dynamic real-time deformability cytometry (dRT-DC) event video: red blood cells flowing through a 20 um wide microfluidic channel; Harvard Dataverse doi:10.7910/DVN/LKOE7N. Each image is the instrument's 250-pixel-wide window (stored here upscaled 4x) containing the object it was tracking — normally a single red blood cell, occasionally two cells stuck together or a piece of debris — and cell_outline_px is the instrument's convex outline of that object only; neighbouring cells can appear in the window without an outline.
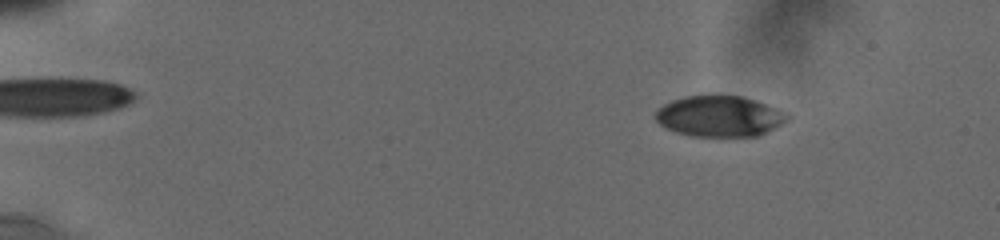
{"species": "human", "species_latin": "Homo sapiens", "temperature_condition": "cold", "stored_images_in_passage": 26, "camera_frame_rate_fps": 3000, "um_per_image_px": 0.085, "donor": {"sex": "male"}, "frame": {"image": 1, "passage_image": 8, "time_ms": 2.667, "image_size_px": [1000, 240], "cell_outline_px": [[792, 116], [788, 120], [756, 136], [692, 136], [676, 132], [664, 128], [656, 120], [656, 108], [672, 100], [684, 96], [712, 92], [716, 92], [740, 96], [756, 100], [776, 108]], "centroid_in_image_um": [61.11, 9.83], "position_along_channel_um": 23.9, "area_um2": 32.02}}
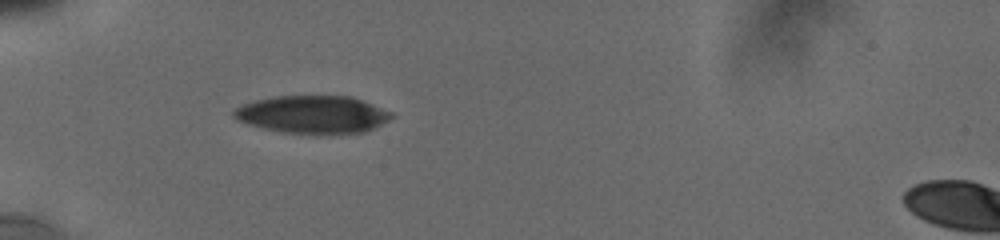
{"frame": {"image": 2, "passage_image": 19, "time_ms": 6.333, "image_size_px": [1000, 240], "cell_outline_px": [[392, 116], [388, 120], [364, 132], [284, 132], [264, 128], [248, 124], [236, 120], [232, 116], [232, 112], [236, 108], [244, 104], [256, 100], [272, 96], [352, 96], [392, 112]], "centroid_in_image_um": [26.53, 9.7], "position_along_channel_um": 58.5, "area_um2": 33.87}}
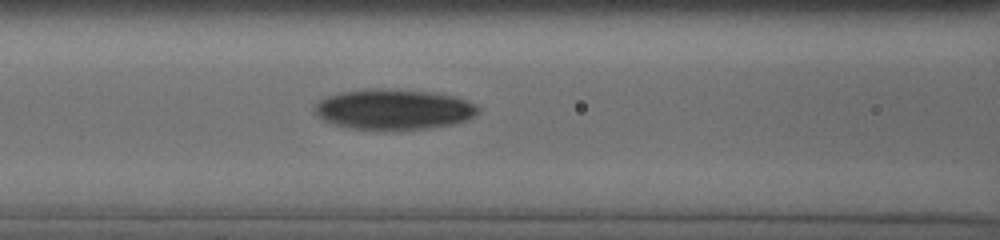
{"frame": {"image": 3, "passage_image": 26, "time_ms": 8.667, "image_size_px": [1000, 240], "cell_outline_px": [[480, 108], [472, 116], [464, 120], [452, 124], [428, 128], [352, 128], [336, 124], [324, 120], [316, 112], [316, 104], [320, 100], [328, 96], [340, 92], [368, 88], [376, 88], [424, 92], [452, 96], [464, 100]], "centroid_in_image_um": [33.43, 9.27], "position_along_channel_um": 133.2, "area_um2": 37.05}}